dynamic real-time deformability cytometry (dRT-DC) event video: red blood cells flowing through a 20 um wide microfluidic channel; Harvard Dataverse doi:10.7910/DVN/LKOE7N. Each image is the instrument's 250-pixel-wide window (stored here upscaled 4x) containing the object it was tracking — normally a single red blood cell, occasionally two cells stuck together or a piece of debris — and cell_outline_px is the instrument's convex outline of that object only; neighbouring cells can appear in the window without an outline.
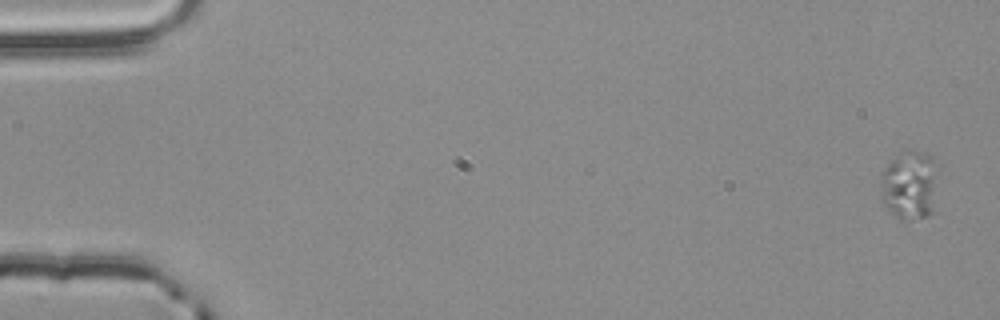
{"species": "common noctule bat (a hibernating species)", "species_latin": "Nyctalus noctula", "temperature_condition": "room temperature", "stored_images_in_passage": 5, "camera_frame_rate_fps": 3000, "um_per_image_px": 0.085, "animal": {"sex": "male", "body_mass_g": 20.4}, "frame": {"image": 1, "passage_image": 1, "time_ms": 0.0, "image_size_px": [1000, 320], "cell_outline_px": [[936, 212], [928, 216], [904, 220], [900, 220], [880, 200], [880, 176], [884, 168], [904, 148], [924, 152], [932, 160]], "centroid_in_image_um": [77.25, 15.76], "position_along_channel_um": 7.7, "area_um2": 23.0}}
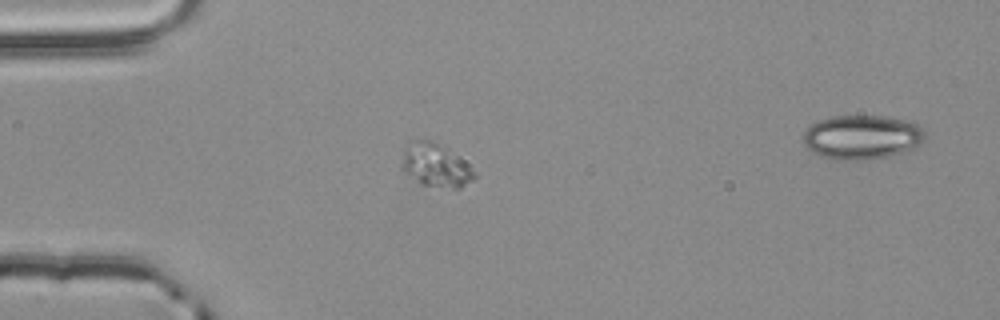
{"frame": {"image": 2, "passage_image": 4, "time_ms": 1.0, "image_size_px": [1000, 320], "cell_outline_px": [[476, 176], [472, 180], [460, 188], [456, 188], [420, 184], [404, 172], [404, 148], [416, 140], [428, 140], [444, 148], [476, 172]], "centroid_in_image_um": [37.02, 14.09], "position_along_channel_um": 48.0, "area_um2": 17.22}}